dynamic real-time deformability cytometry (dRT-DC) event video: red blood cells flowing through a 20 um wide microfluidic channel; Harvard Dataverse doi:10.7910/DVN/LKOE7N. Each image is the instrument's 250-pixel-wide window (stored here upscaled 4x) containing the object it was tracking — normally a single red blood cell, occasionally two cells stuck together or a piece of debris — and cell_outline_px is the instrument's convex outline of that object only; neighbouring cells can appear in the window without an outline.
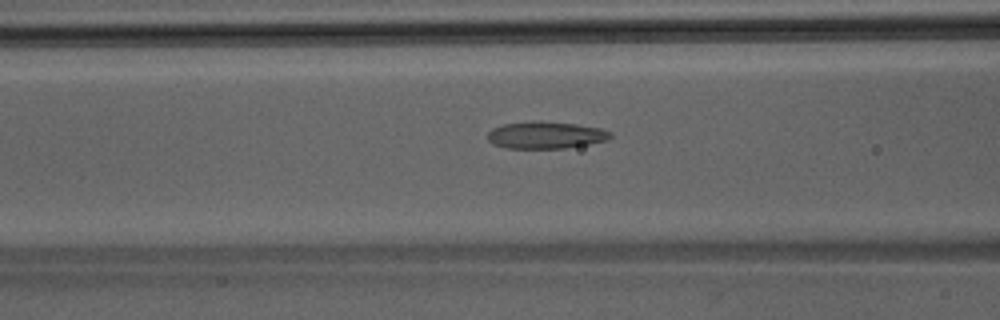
{"species": "Egyptian fruit bat (a non-hibernating species)", "species_latin": "Rousettus aegyptiacus", "temperature_condition": "room temperature", "stored_images_in_passage": 36, "camera_frame_rate_fps": 3000, "um_per_image_px": 0.085, "animal": {"sex": "male"}, "frame": {"image": 1, "passage_image": 9, "time_ms": 2.667, "image_size_px": [1000, 320], "cell_outline_px": [[612, 136], [608, 140], [588, 144], [564, 148], [508, 148], [492, 144], [488, 140], [488, 132], [492, 128], [504, 124], [532, 120], [536, 120], [576, 124], [600, 128], [612, 132]], "centroid_in_image_um": [46.38, 11.47], "position_along_channel_um": 120.2, "area_um2": 19.48}}
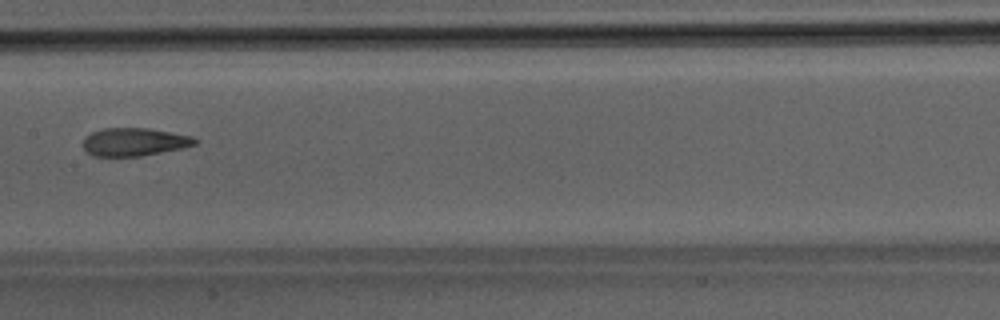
{"frame": {"image": 2, "passage_image": 14, "time_ms": 4.333, "image_size_px": [1000, 320], "cell_outline_px": [[200, 140], [196, 144], [180, 148], [140, 156], [92, 156], [84, 152], [84, 136], [92, 132], [104, 128], [148, 128], [192, 136]], "centroid_in_image_um": [11.38, 12.06], "position_along_channel_um": 196.0, "area_um2": 18.26}}
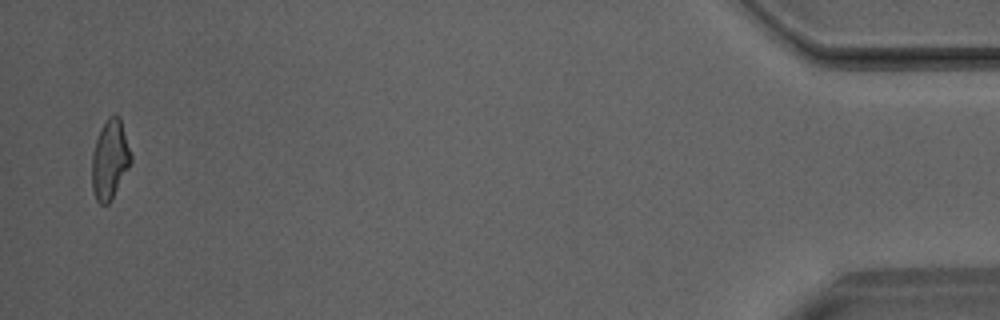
{"frame": {"image": 3, "passage_image": 35, "time_ms": 11.333, "image_size_px": [1000, 320], "cell_outline_px": [[132, 160], [128, 168], [108, 204], [100, 204], [96, 200], [92, 192], [92, 152], [96, 140], [108, 116], [120, 116], [132, 156]], "centroid_in_image_um": [9.33, 13.57], "position_along_channel_um": 425.9, "area_um2": 17.74}}